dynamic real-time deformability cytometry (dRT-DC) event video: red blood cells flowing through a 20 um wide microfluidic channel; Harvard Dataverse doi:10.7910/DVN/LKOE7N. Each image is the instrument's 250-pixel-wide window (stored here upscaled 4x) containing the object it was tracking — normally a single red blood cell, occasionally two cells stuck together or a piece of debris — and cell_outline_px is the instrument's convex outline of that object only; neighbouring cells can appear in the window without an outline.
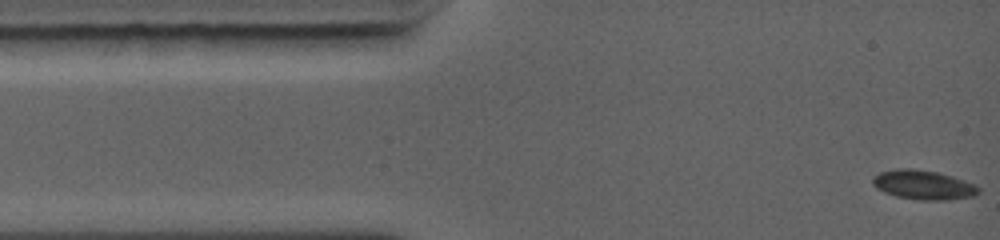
{"species": "common noctule bat (a hibernating species)", "species_latin": "Nyctalus noctula", "temperature_condition": "warm", "stored_images_in_passage": 58, "camera_frame_rate_fps": 5000, "um_per_image_px": 0.085, "animal": {"sex": "female", "body_mass_g": 19.0, "forearm_length_mm": 56.7}, "frame": {"image": 1, "passage_image": 1, "time_ms": 0.0, "image_size_px": [1000, 240], "cell_outline_px": [[980, 192], [972, 196], [944, 200], [920, 200], [896, 196], [884, 192], [876, 188], [872, 184], [872, 176], [880, 172], [896, 168], [912, 168], [936, 172], [952, 176], [976, 184], [980, 188]], "centroid_in_image_um": [78.46, 15.7], "position_along_channel_um": 6.5, "area_um2": 18.15}}
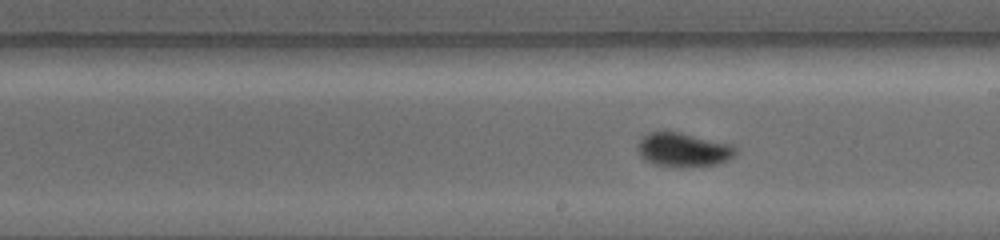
{"frame": {"image": 2, "passage_image": 34, "time_ms": 6.6, "image_size_px": [1000, 240], "cell_outline_px": [[740, 152], [728, 160], [720, 164], [676, 168], [652, 164], [644, 160], [640, 156], [636, 144], [648, 132], [664, 128], [732, 144], [740, 148]], "centroid_in_image_um": [58.09, 12.71], "position_along_channel_um": 230.9, "area_um2": 20.46}}
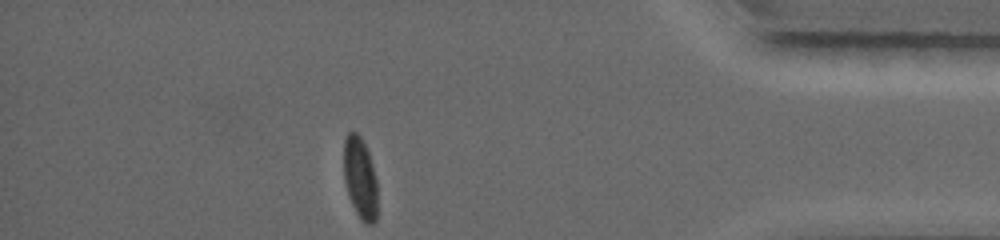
{"frame": {"image": 3, "passage_image": 58, "time_ms": 11.4, "image_size_px": [1000, 240], "cell_outline_px": [[376, 220], [372, 224], [364, 224], [356, 212], [348, 196], [344, 180], [344, 140], [348, 132], [356, 132], [364, 140], [372, 164], [376, 180]], "centroid_in_image_um": [30.6, 15.12], "position_along_channel_um": 404.6, "area_um2": 16.01}, "authors_computed_cell_mechanics": {"area_um2": 18.2359, "velocity_mm_per_s": 4.4719, "shape_relaxation_time_tau1_ms": 5.0375, "shape_relaxation_time_tau2_ms": null, "deformation_change_tau1": 0.1583, "deformation_change_tau2": null}}